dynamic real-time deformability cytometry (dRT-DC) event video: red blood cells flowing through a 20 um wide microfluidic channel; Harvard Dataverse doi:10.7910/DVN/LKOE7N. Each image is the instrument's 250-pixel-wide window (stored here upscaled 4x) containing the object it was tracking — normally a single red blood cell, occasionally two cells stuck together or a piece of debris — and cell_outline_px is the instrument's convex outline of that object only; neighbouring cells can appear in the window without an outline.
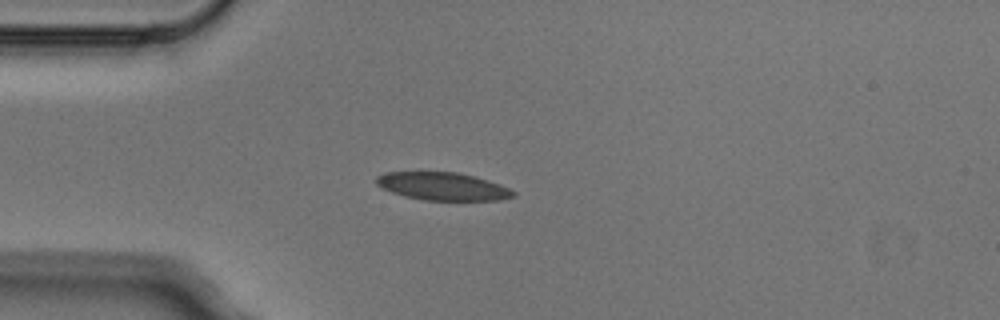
{"species": "Egyptian fruit bat (a non-hibernating species)", "species_latin": "Rousettus aegyptiacus", "temperature_condition": "cold", "stored_images_in_passage": 4, "camera_frame_rate_fps": 3000, "um_per_image_px": 0.085, "animal": {"sex": "male"}, "frame": {"image": 1, "passage_image": 3, "time_ms": 0.667, "image_size_px": [1000, 320], "cell_outline_px": [[516, 196], [500, 200], [424, 200], [404, 196], [380, 188], [376, 184], [376, 176], [384, 172], [456, 172], [472, 176], [500, 184], [516, 192]], "centroid_in_image_um": [37.6, 15.84], "position_along_channel_um": 47.4, "area_um2": 22.2}}